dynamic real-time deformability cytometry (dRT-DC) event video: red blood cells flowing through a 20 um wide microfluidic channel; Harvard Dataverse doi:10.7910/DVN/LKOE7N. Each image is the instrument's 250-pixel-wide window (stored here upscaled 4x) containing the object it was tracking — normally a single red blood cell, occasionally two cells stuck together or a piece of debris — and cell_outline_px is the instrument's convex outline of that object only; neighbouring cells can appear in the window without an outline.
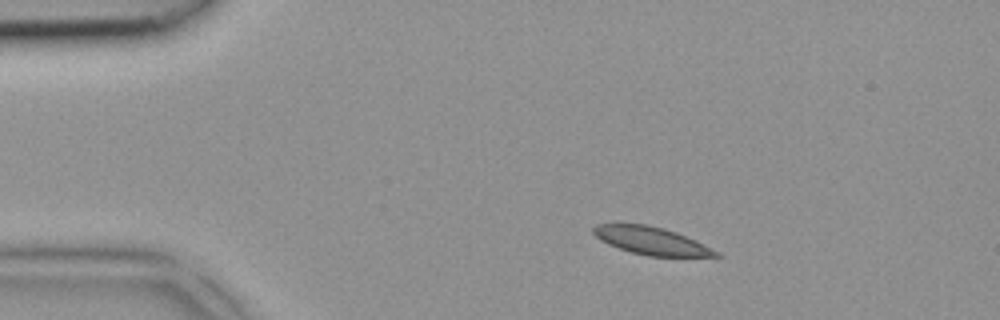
{"species": "common noctule bat (a hibernating species)", "species_latin": "Nyctalus noctula", "temperature_condition": "room temperature", "stored_images_in_passage": 2, "camera_frame_rate_fps": 3000, "um_per_image_px": 0.085, "animal": {"sex": "female", "body_mass_g": 18.4}, "frame": {"image": 1, "passage_image": 1, "time_ms": 0.0, "image_size_px": [1000, 320], "cell_outline_px": [[724, 256], [648, 256], [632, 252], [608, 244], [600, 240], [592, 232], [592, 228], [596, 224], [648, 224], [664, 228], [676, 232], [696, 240], [720, 252]], "centroid_in_image_um": [55.38, 20.46], "position_along_channel_um": 29.6, "area_um2": 19.71}}
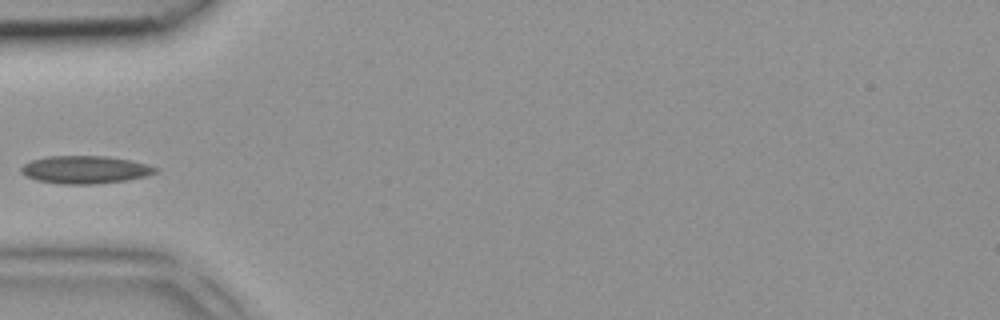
{"frame": {"image": 2, "passage_image": 2, "time_ms": 0.333, "image_size_px": [1000, 320], "cell_outline_px": [[160, 168], [156, 172], [144, 176], [124, 180], [96, 184], [64, 184], [36, 180], [24, 176], [20, 172], [20, 168], [24, 164], [32, 160], [48, 156], [108, 156], [132, 160], [148, 164]], "centroid_in_image_um": [7.22, 14.41], "position_along_channel_um": 77.8, "area_um2": 21.79}}